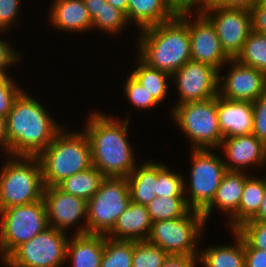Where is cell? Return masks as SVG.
Here are the masks:
<instances>
[{"label": "cell", "instance_id": "6da1fadb", "mask_svg": "<svg viewBox=\"0 0 266 267\" xmlns=\"http://www.w3.org/2000/svg\"><path fill=\"white\" fill-rule=\"evenodd\" d=\"M123 122L103 112H93L86 122L91 146L92 166L105 177H128L136 167L131 143L127 139L129 119Z\"/></svg>", "mask_w": 266, "mask_h": 267}, {"label": "cell", "instance_id": "7a4b0ae2", "mask_svg": "<svg viewBox=\"0 0 266 267\" xmlns=\"http://www.w3.org/2000/svg\"><path fill=\"white\" fill-rule=\"evenodd\" d=\"M36 99L23 90L6 117L9 154L38 156L63 128Z\"/></svg>", "mask_w": 266, "mask_h": 267}, {"label": "cell", "instance_id": "3957f363", "mask_svg": "<svg viewBox=\"0 0 266 267\" xmlns=\"http://www.w3.org/2000/svg\"><path fill=\"white\" fill-rule=\"evenodd\" d=\"M140 32L138 57L148 66L172 75L191 60L188 26L178 16Z\"/></svg>", "mask_w": 266, "mask_h": 267}, {"label": "cell", "instance_id": "277c9868", "mask_svg": "<svg viewBox=\"0 0 266 267\" xmlns=\"http://www.w3.org/2000/svg\"><path fill=\"white\" fill-rule=\"evenodd\" d=\"M37 157L44 186H57L92 166L91 146L85 132H67L64 127Z\"/></svg>", "mask_w": 266, "mask_h": 267}, {"label": "cell", "instance_id": "5b68a950", "mask_svg": "<svg viewBox=\"0 0 266 267\" xmlns=\"http://www.w3.org/2000/svg\"><path fill=\"white\" fill-rule=\"evenodd\" d=\"M7 157L0 171V209L41 200L45 186L38 157Z\"/></svg>", "mask_w": 266, "mask_h": 267}, {"label": "cell", "instance_id": "8992f818", "mask_svg": "<svg viewBox=\"0 0 266 267\" xmlns=\"http://www.w3.org/2000/svg\"><path fill=\"white\" fill-rule=\"evenodd\" d=\"M171 111L173 120L193 144L192 149H219L223 136L218 124L217 96L174 105Z\"/></svg>", "mask_w": 266, "mask_h": 267}, {"label": "cell", "instance_id": "52a82bcc", "mask_svg": "<svg viewBox=\"0 0 266 267\" xmlns=\"http://www.w3.org/2000/svg\"><path fill=\"white\" fill-rule=\"evenodd\" d=\"M49 227L44 200L0 209L2 262L21 244Z\"/></svg>", "mask_w": 266, "mask_h": 267}, {"label": "cell", "instance_id": "ba28073f", "mask_svg": "<svg viewBox=\"0 0 266 267\" xmlns=\"http://www.w3.org/2000/svg\"><path fill=\"white\" fill-rule=\"evenodd\" d=\"M130 202L127 177H105L87 201V234L107 235Z\"/></svg>", "mask_w": 266, "mask_h": 267}, {"label": "cell", "instance_id": "9c48e42d", "mask_svg": "<svg viewBox=\"0 0 266 267\" xmlns=\"http://www.w3.org/2000/svg\"><path fill=\"white\" fill-rule=\"evenodd\" d=\"M205 224L202 212L191 210L183 217L153 222L147 241L161 247L169 255L199 256L196 243Z\"/></svg>", "mask_w": 266, "mask_h": 267}, {"label": "cell", "instance_id": "30bf717a", "mask_svg": "<svg viewBox=\"0 0 266 267\" xmlns=\"http://www.w3.org/2000/svg\"><path fill=\"white\" fill-rule=\"evenodd\" d=\"M212 149H193L191 151V169L188 185L187 205L192 210L203 211L214 199L216 191L227 172L224 159L212 152ZM188 188V189H187Z\"/></svg>", "mask_w": 266, "mask_h": 267}, {"label": "cell", "instance_id": "8fae6325", "mask_svg": "<svg viewBox=\"0 0 266 267\" xmlns=\"http://www.w3.org/2000/svg\"><path fill=\"white\" fill-rule=\"evenodd\" d=\"M68 240L66 232L48 227L18 246L2 263L7 267H62Z\"/></svg>", "mask_w": 266, "mask_h": 267}, {"label": "cell", "instance_id": "7c38bea8", "mask_svg": "<svg viewBox=\"0 0 266 267\" xmlns=\"http://www.w3.org/2000/svg\"><path fill=\"white\" fill-rule=\"evenodd\" d=\"M201 11L215 26L225 54L230 59H236L252 31L250 9L203 7Z\"/></svg>", "mask_w": 266, "mask_h": 267}, {"label": "cell", "instance_id": "4fadbf2b", "mask_svg": "<svg viewBox=\"0 0 266 267\" xmlns=\"http://www.w3.org/2000/svg\"><path fill=\"white\" fill-rule=\"evenodd\" d=\"M195 13L194 21L193 19L190 21L191 11L181 12L177 15L188 26L191 60L208 64L221 72L220 70L227 65L230 58L223 51L211 20L202 11H195L193 14Z\"/></svg>", "mask_w": 266, "mask_h": 267}, {"label": "cell", "instance_id": "5bb4252c", "mask_svg": "<svg viewBox=\"0 0 266 267\" xmlns=\"http://www.w3.org/2000/svg\"><path fill=\"white\" fill-rule=\"evenodd\" d=\"M220 72L201 62L189 60L171 75L178 90L179 102L176 105L211 99L219 92Z\"/></svg>", "mask_w": 266, "mask_h": 267}, {"label": "cell", "instance_id": "9a60e30c", "mask_svg": "<svg viewBox=\"0 0 266 267\" xmlns=\"http://www.w3.org/2000/svg\"><path fill=\"white\" fill-rule=\"evenodd\" d=\"M42 199L45 203L50 228L66 232L84 219L85 223L79 226L75 234L87 233V201L85 199L68 194L58 186H45Z\"/></svg>", "mask_w": 266, "mask_h": 267}, {"label": "cell", "instance_id": "2e32d148", "mask_svg": "<svg viewBox=\"0 0 266 267\" xmlns=\"http://www.w3.org/2000/svg\"><path fill=\"white\" fill-rule=\"evenodd\" d=\"M228 74H219V92L229 100L256 101L266 92V75L256 68L244 66L230 59ZM222 76V78H221Z\"/></svg>", "mask_w": 266, "mask_h": 267}, {"label": "cell", "instance_id": "e0dca14e", "mask_svg": "<svg viewBox=\"0 0 266 267\" xmlns=\"http://www.w3.org/2000/svg\"><path fill=\"white\" fill-rule=\"evenodd\" d=\"M219 148L227 158L228 162L224 161L227 171L244 172L251 165L266 163V146L253 133L224 138Z\"/></svg>", "mask_w": 266, "mask_h": 267}, {"label": "cell", "instance_id": "ac0fdd59", "mask_svg": "<svg viewBox=\"0 0 266 267\" xmlns=\"http://www.w3.org/2000/svg\"><path fill=\"white\" fill-rule=\"evenodd\" d=\"M217 114L224 138L249 135L253 131V102L229 100L217 95Z\"/></svg>", "mask_w": 266, "mask_h": 267}, {"label": "cell", "instance_id": "d6986e66", "mask_svg": "<svg viewBox=\"0 0 266 267\" xmlns=\"http://www.w3.org/2000/svg\"><path fill=\"white\" fill-rule=\"evenodd\" d=\"M152 223L147 207L131 201L106 236L115 240H147Z\"/></svg>", "mask_w": 266, "mask_h": 267}, {"label": "cell", "instance_id": "ffe728a7", "mask_svg": "<svg viewBox=\"0 0 266 267\" xmlns=\"http://www.w3.org/2000/svg\"><path fill=\"white\" fill-rule=\"evenodd\" d=\"M49 20L57 30L85 32L92 29V20L84 0H54Z\"/></svg>", "mask_w": 266, "mask_h": 267}, {"label": "cell", "instance_id": "44dd1931", "mask_svg": "<svg viewBox=\"0 0 266 267\" xmlns=\"http://www.w3.org/2000/svg\"><path fill=\"white\" fill-rule=\"evenodd\" d=\"M246 172L227 171L224 174L214 199L202 211L206 223L214 207L230 217L239 209L245 181L250 177Z\"/></svg>", "mask_w": 266, "mask_h": 267}, {"label": "cell", "instance_id": "7402d4cb", "mask_svg": "<svg viewBox=\"0 0 266 267\" xmlns=\"http://www.w3.org/2000/svg\"><path fill=\"white\" fill-rule=\"evenodd\" d=\"M104 251V235L74 234L68 240L66 260L72 267H100Z\"/></svg>", "mask_w": 266, "mask_h": 267}, {"label": "cell", "instance_id": "603a6c76", "mask_svg": "<svg viewBox=\"0 0 266 267\" xmlns=\"http://www.w3.org/2000/svg\"><path fill=\"white\" fill-rule=\"evenodd\" d=\"M177 15L166 0H128L127 21L134 22L139 30L168 22Z\"/></svg>", "mask_w": 266, "mask_h": 267}, {"label": "cell", "instance_id": "cb8c5ba5", "mask_svg": "<svg viewBox=\"0 0 266 267\" xmlns=\"http://www.w3.org/2000/svg\"><path fill=\"white\" fill-rule=\"evenodd\" d=\"M235 243L232 245L209 246L199 250L198 261L204 267H245V240L232 230Z\"/></svg>", "mask_w": 266, "mask_h": 267}, {"label": "cell", "instance_id": "d4e9b609", "mask_svg": "<svg viewBox=\"0 0 266 267\" xmlns=\"http://www.w3.org/2000/svg\"><path fill=\"white\" fill-rule=\"evenodd\" d=\"M264 191L265 178L250 176L245 181L239 209L230 217V221H227L231 230H236L257 214L264 198Z\"/></svg>", "mask_w": 266, "mask_h": 267}, {"label": "cell", "instance_id": "484cf974", "mask_svg": "<svg viewBox=\"0 0 266 267\" xmlns=\"http://www.w3.org/2000/svg\"><path fill=\"white\" fill-rule=\"evenodd\" d=\"M131 201L146 206L156 198V162L147 161L137 166L127 177Z\"/></svg>", "mask_w": 266, "mask_h": 267}, {"label": "cell", "instance_id": "4316f807", "mask_svg": "<svg viewBox=\"0 0 266 267\" xmlns=\"http://www.w3.org/2000/svg\"><path fill=\"white\" fill-rule=\"evenodd\" d=\"M105 176L94 166L65 178L57 186L64 192L88 201L99 189Z\"/></svg>", "mask_w": 266, "mask_h": 267}, {"label": "cell", "instance_id": "83f0119b", "mask_svg": "<svg viewBox=\"0 0 266 267\" xmlns=\"http://www.w3.org/2000/svg\"><path fill=\"white\" fill-rule=\"evenodd\" d=\"M139 65L134 68L131 75L138 80L146 90L152 94L154 99L160 104L167 97L168 81H172L171 75L148 66L139 57Z\"/></svg>", "mask_w": 266, "mask_h": 267}, {"label": "cell", "instance_id": "f1b7e54d", "mask_svg": "<svg viewBox=\"0 0 266 267\" xmlns=\"http://www.w3.org/2000/svg\"><path fill=\"white\" fill-rule=\"evenodd\" d=\"M146 207L153 222L183 217L192 210L186 197H156Z\"/></svg>", "mask_w": 266, "mask_h": 267}, {"label": "cell", "instance_id": "f546056e", "mask_svg": "<svg viewBox=\"0 0 266 267\" xmlns=\"http://www.w3.org/2000/svg\"><path fill=\"white\" fill-rule=\"evenodd\" d=\"M236 60L240 64L256 68L266 75V34L251 31Z\"/></svg>", "mask_w": 266, "mask_h": 267}, {"label": "cell", "instance_id": "4dcf8cb0", "mask_svg": "<svg viewBox=\"0 0 266 267\" xmlns=\"http://www.w3.org/2000/svg\"><path fill=\"white\" fill-rule=\"evenodd\" d=\"M133 240H115L104 235L100 267H132Z\"/></svg>", "mask_w": 266, "mask_h": 267}, {"label": "cell", "instance_id": "1f68e13d", "mask_svg": "<svg viewBox=\"0 0 266 267\" xmlns=\"http://www.w3.org/2000/svg\"><path fill=\"white\" fill-rule=\"evenodd\" d=\"M185 177L170 171L163 162L156 163V197H186Z\"/></svg>", "mask_w": 266, "mask_h": 267}, {"label": "cell", "instance_id": "d6a6232c", "mask_svg": "<svg viewBox=\"0 0 266 267\" xmlns=\"http://www.w3.org/2000/svg\"><path fill=\"white\" fill-rule=\"evenodd\" d=\"M169 254L147 240L134 241L132 267H161Z\"/></svg>", "mask_w": 266, "mask_h": 267}, {"label": "cell", "instance_id": "836d02e7", "mask_svg": "<svg viewBox=\"0 0 266 267\" xmlns=\"http://www.w3.org/2000/svg\"><path fill=\"white\" fill-rule=\"evenodd\" d=\"M127 22L126 15L107 2L101 13L92 21V30L97 28L115 35L124 29Z\"/></svg>", "mask_w": 266, "mask_h": 267}, {"label": "cell", "instance_id": "e575fe53", "mask_svg": "<svg viewBox=\"0 0 266 267\" xmlns=\"http://www.w3.org/2000/svg\"><path fill=\"white\" fill-rule=\"evenodd\" d=\"M125 96L128 101L134 105L137 109H148L154 108L159 103L154 99L151 93H149L146 88L136 80L131 74L125 81L124 85Z\"/></svg>", "mask_w": 266, "mask_h": 267}, {"label": "cell", "instance_id": "d590c367", "mask_svg": "<svg viewBox=\"0 0 266 267\" xmlns=\"http://www.w3.org/2000/svg\"><path fill=\"white\" fill-rule=\"evenodd\" d=\"M236 231L252 248L266 251V221L249 220Z\"/></svg>", "mask_w": 266, "mask_h": 267}, {"label": "cell", "instance_id": "8d00e7d4", "mask_svg": "<svg viewBox=\"0 0 266 267\" xmlns=\"http://www.w3.org/2000/svg\"><path fill=\"white\" fill-rule=\"evenodd\" d=\"M252 133L266 146V92L253 102Z\"/></svg>", "mask_w": 266, "mask_h": 267}, {"label": "cell", "instance_id": "74e56055", "mask_svg": "<svg viewBox=\"0 0 266 267\" xmlns=\"http://www.w3.org/2000/svg\"><path fill=\"white\" fill-rule=\"evenodd\" d=\"M21 0H0V32L9 31L18 21ZM17 19V20H16ZM13 24V25H12Z\"/></svg>", "mask_w": 266, "mask_h": 267}, {"label": "cell", "instance_id": "f35d334b", "mask_svg": "<svg viewBox=\"0 0 266 267\" xmlns=\"http://www.w3.org/2000/svg\"><path fill=\"white\" fill-rule=\"evenodd\" d=\"M10 78L2 87H0V116L6 118L12 109L15 99L24 90Z\"/></svg>", "mask_w": 266, "mask_h": 267}, {"label": "cell", "instance_id": "ab89813d", "mask_svg": "<svg viewBox=\"0 0 266 267\" xmlns=\"http://www.w3.org/2000/svg\"><path fill=\"white\" fill-rule=\"evenodd\" d=\"M252 31L266 34V0L258 1L250 8Z\"/></svg>", "mask_w": 266, "mask_h": 267}, {"label": "cell", "instance_id": "60d3db41", "mask_svg": "<svg viewBox=\"0 0 266 267\" xmlns=\"http://www.w3.org/2000/svg\"><path fill=\"white\" fill-rule=\"evenodd\" d=\"M11 45L10 42L0 39V72H6L7 67L15 65L22 57Z\"/></svg>", "mask_w": 266, "mask_h": 267}, {"label": "cell", "instance_id": "b9f144b4", "mask_svg": "<svg viewBox=\"0 0 266 267\" xmlns=\"http://www.w3.org/2000/svg\"><path fill=\"white\" fill-rule=\"evenodd\" d=\"M245 267H266V251L252 248L245 241Z\"/></svg>", "mask_w": 266, "mask_h": 267}, {"label": "cell", "instance_id": "7bdbcfd3", "mask_svg": "<svg viewBox=\"0 0 266 267\" xmlns=\"http://www.w3.org/2000/svg\"><path fill=\"white\" fill-rule=\"evenodd\" d=\"M261 0H204L203 7L250 9Z\"/></svg>", "mask_w": 266, "mask_h": 267}, {"label": "cell", "instance_id": "ee69618b", "mask_svg": "<svg viewBox=\"0 0 266 267\" xmlns=\"http://www.w3.org/2000/svg\"><path fill=\"white\" fill-rule=\"evenodd\" d=\"M198 256L169 255L161 267H196Z\"/></svg>", "mask_w": 266, "mask_h": 267}, {"label": "cell", "instance_id": "f6af8a7d", "mask_svg": "<svg viewBox=\"0 0 266 267\" xmlns=\"http://www.w3.org/2000/svg\"><path fill=\"white\" fill-rule=\"evenodd\" d=\"M166 1L177 13L192 11L194 9H196L195 11H201L204 2V0H166Z\"/></svg>", "mask_w": 266, "mask_h": 267}, {"label": "cell", "instance_id": "bcb514c9", "mask_svg": "<svg viewBox=\"0 0 266 267\" xmlns=\"http://www.w3.org/2000/svg\"><path fill=\"white\" fill-rule=\"evenodd\" d=\"M91 20L93 21L107 4L106 0H84Z\"/></svg>", "mask_w": 266, "mask_h": 267}, {"label": "cell", "instance_id": "7dc6e473", "mask_svg": "<svg viewBox=\"0 0 266 267\" xmlns=\"http://www.w3.org/2000/svg\"><path fill=\"white\" fill-rule=\"evenodd\" d=\"M0 148L9 156V140L7 138L6 118L0 116Z\"/></svg>", "mask_w": 266, "mask_h": 267}, {"label": "cell", "instance_id": "c3c4849f", "mask_svg": "<svg viewBox=\"0 0 266 267\" xmlns=\"http://www.w3.org/2000/svg\"><path fill=\"white\" fill-rule=\"evenodd\" d=\"M256 221H266V177H265V191L264 198L262 199L260 208L257 214L251 219Z\"/></svg>", "mask_w": 266, "mask_h": 267}, {"label": "cell", "instance_id": "681fc988", "mask_svg": "<svg viewBox=\"0 0 266 267\" xmlns=\"http://www.w3.org/2000/svg\"><path fill=\"white\" fill-rule=\"evenodd\" d=\"M106 1L116 9L122 11L126 15L128 0H106Z\"/></svg>", "mask_w": 266, "mask_h": 267}, {"label": "cell", "instance_id": "f907efd6", "mask_svg": "<svg viewBox=\"0 0 266 267\" xmlns=\"http://www.w3.org/2000/svg\"><path fill=\"white\" fill-rule=\"evenodd\" d=\"M9 79L10 76L7 72H0V87H2Z\"/></svg>", "mask_w": 266, "mask_h": 267}]
</instances>
